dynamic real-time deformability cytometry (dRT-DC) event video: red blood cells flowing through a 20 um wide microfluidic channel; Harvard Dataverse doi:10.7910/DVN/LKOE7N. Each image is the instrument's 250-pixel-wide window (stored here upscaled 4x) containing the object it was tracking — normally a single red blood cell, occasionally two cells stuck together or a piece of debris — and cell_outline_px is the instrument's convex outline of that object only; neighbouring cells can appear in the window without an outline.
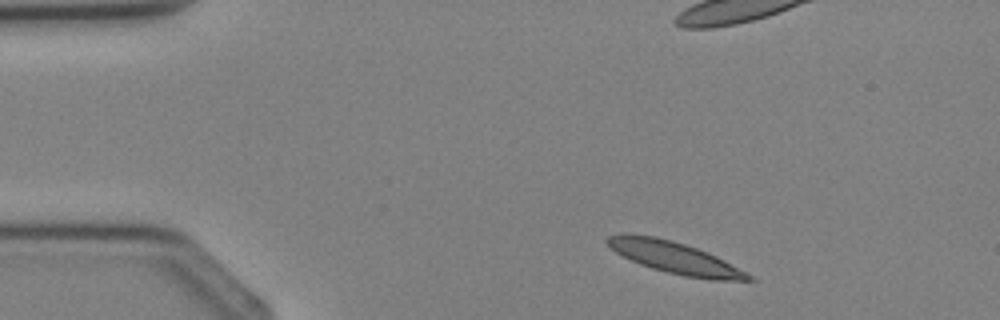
{"species": "Egyptian fruit bat (a non-hibernating species)", "species_latin": "Rousettus aegyptiacus", "temperature_condition": "cold", "stored_images_in_passage": 3, "camera_frame_rate_fps": 3000, "um_per_image_px": 0.085, "animal": {"sex": "female"}, "frame": {"image": 1, "passage_image": 1, "time_ms": 0.0, "image_size_px": [1000, 320], "cell_outline_px": [[756, 280], [712, 280], [684, 276], [652, 268], [640, 264], [616, 252], [604, 240], [608, 236], [656, 236], [684, 244], [708, 252], [724, 260], [752, 276]], "centroid_in_image_um": [57.42, 21.93], "position_along_channel_um": 27.6, "area_um2": 25.14}}
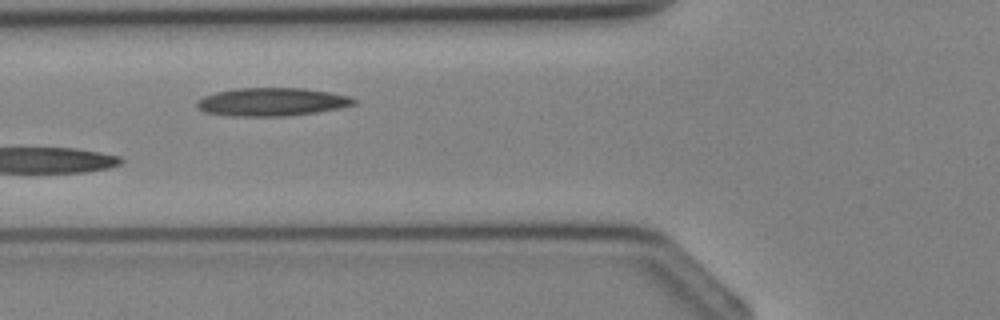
{"frame": {"image": 2, "passage_image": 3, "time_ms": 3.0, "image_size_px": [1000, 320], "cell_outline_px": [[356, 104], [316, 112], [284, 116], [232, 116], [204, 112], [196, 108], [196, 100], [204, 96], [216, 92], [236, 88], [304, 88], [328, 92], [348, 96], [356, 100]], "centroid_in_image_um": [23.04, 8.66], "position_along_channel_um": 102.8, "area_um2": 25.66}}